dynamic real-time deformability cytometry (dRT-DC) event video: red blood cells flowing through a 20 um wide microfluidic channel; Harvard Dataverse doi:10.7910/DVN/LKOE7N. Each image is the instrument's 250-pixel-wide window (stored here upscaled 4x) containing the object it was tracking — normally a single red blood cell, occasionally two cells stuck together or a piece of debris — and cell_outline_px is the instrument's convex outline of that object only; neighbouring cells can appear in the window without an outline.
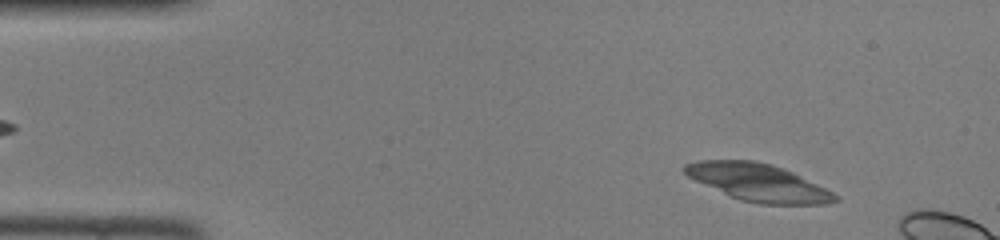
{"species": "common noctule bat (a hibernating species)", "species_latin": "Nyctalus noctula", "temperature_condition": "room temperature", "stored_images_in_passage": 11, "camera_frame_rate_fps": 3000, "um_per_image_px": 0.085, "animal": {"sex": "female", "body_mass_g": 22.0, "forearm_length_mm": 56.7}, "frame": {"image": 1, "passage_image": 4, "time_ms": 1.0, "image_size_px": [1000, 240], "cell_outline_px": [[840, 200], [824, 204], [760, 204], [740, 200], [696, 180], [688, 176], [684, 172], [684, 164], [700, 160], [752, 160], [768, 164], [792, 172], [840, 196]], "centroid_in_image_um": [64.46, 15.52], "position_along_channel_um": 20.5, "area_um2": 32.08}}